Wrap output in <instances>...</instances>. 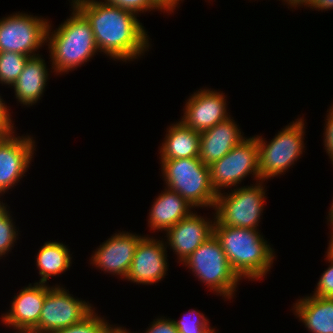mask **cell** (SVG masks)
<instances>
[{
	"mask_svg": "<svg viewBox=\"0 0 333 333\" xmlns=\"http://www.w3.org/2000/svg\"><path fill=\"white\" fill-rule=\"evenodd\" d=\"M74 6L89 22L96 46L113 60L133 61L149 51V37L129 10L101 0H72Z\"/></svg>",
	"mask_w": 333,
	"mask_h": 333,
	"instance_id": "1",
	"label": "cell"
},
{
	"mask_svg": "<svg viewBox=\"0 0 333 333\" xmlns=\"http://www.w3.org/2000/svg\"><path fill=\"white\" fill-rule=\"evenodd\" d=\"M218 239L231 268L242 278L259 280L272 267L275 252L260 234L259 229L214 224Z\"/></svg>",
	"mask_w": 333,
	"mask_h": 333,
	"instance_id": "2",
	"label": "cell"
},
{
	"mask_svg": "<svg viewBox=\"0 0 333 333\" xmlns=\"http://www.w3.org/2000/svg\"><path fill=\"white\" fill-rule=\"evenodd\" d=\"M72 14L54 32L49 22L48 50L52 68L62 74L78 68L99 52L92 28L86 18L72 6Z\"/></svg>",
	"mask_w": 333,
	"mask_h": 333,
	"instance_id": "3",
	"label": "cell"
},
{
	"mask_svg": "<svg viewBox=\"0 0 333 333\" xmlns=\"http://www.w3.org/2000/svg\"><path fill=\"white\" fill-rule=\"evenodd\" d=\"M168 189L177 192L194 208H214L217 193L210 179L209 166L199 158L160 160Z\"/></svg>",
	"mask_w": 333,
	"mask_h": 333,
	"instance_id": "4",
	"label": "cell"
},
{
	"mask_svg": "<svg viewBox=\"0 0 333 333\" xmlns=\"http://www.w3.org/2000/svg\"><path fill=\"white\" fill-rule=\"evenodd\" d=\"M192 273L216 294L231 299L241 278L231 268L218 239L213 234L184 262Z\"/></svg>",
	"mask_w": 333,
	"mask_h": 333,
	"instance_id": "5",
	"label": "cell"
},
{
	"mask_svg": "<svg viewBox=\"0 0 333 333\" xmlns=\"http://www.w3.org/2000/svg\"><path fill=\"white\" fill-rule=\"evenodd\" d=\"M290 124V125H289ZM268 143L256 135L261 180L286 172L303 154L305 124L303 118L289 123Z\"/></svg>",
	"mask_w": 333,
	"mask_h": 333,
	"instance_id": "6",
	"label": "cell"
},
{
	"mask_svg": "<svg viewBox=\"0 0 333 333\" xmlns=\"http://www.w3.org/2000/svg\"><path fill=\"white\" fill-rule=\"evenodd\" d=\"M256 185L241 186L227 193H218L214 208V224L257 229L263 213L266 194L263 180Z\"/></svg>",
	"mask_w": 333,
	"mask_h": 333,
	"instance_id": "7",
	"label": "cell"
},
{
	"mask_svg": "<svg viewBox=\"0 0 333 333\" xmlns=\"http://www.w3.org/2000/svg\"><path fill=\"white\" fill-rule=\"evenodd\" d=\"M209 170L211 184L217 194L220 189L237 187L249 174L261 181L256 137H246L223 158L211 164Z\"/></svg>",
	"mask_w": 333,
	"mask_h": 333,
	"instance_id": "8",
	"label": "cell"
},
{
	"mask_svg": "<svg viewBox=\"0 0 333 333\" xmlns=\"http://www.w3.org/2000/svg\"><path fill=\"white\" fill-rule=\"evenodd\" d=\"M48 25V19L22 12L2 17L0 19V52L37 56V50L45 43L47 44Z\"/></svg>",
	"mask_w": 333,
	"mask_h": 333,
	"instance_id": "9",
	"label": "cell"
},
{
	"mask_svg": "<svg viewBox=\"0 0 333 333\" xmlns=\"http://www.w3.org/2000/svg\"><path fill=\"white\" fill-rule=\"evenodd\" d=\"M45 283V300L39 316L37 331L51 333L83 321L95 308L85 300L76 299L69 291Z\"/></svg>",
	"mask_w": 333,
	"mask_h": 333,
	"instance_id": "10",
	"label": "cell"
},
{
	"mask_svg": "<svg viewBox=\"0 0 333 333\" xmlns=\"http://www.w3.org/2000/svg\"><path fill=\"white\" fill-rule=\"evenodd\" d=\"M0 135V195L14 187L27 172L35 141L31 136ZM23 175V176H22Z\"/></svg>",
	"mask_w": 333,
	"mask_h": 333,
	"instance_id": "11",
	"label": "cell"
},
{
	"mask_svg": "<svg viewBox=\"0 0 333 333\" xmlns=\"http://www.w3.org/2000/svg\"><path fill=\"white\" fill-rule=\"evenodd\" d=\"M166 248L163 240L143 236L136 246L125 280L143 285L162 281L169 267Z\"/></svg>",
	"mask_w": 333,
	"mask_h": 333,
	"instance_id": "12",
	"label": "cell"
},
{
	"mask_svg": "<svg viewBox=\"0 0 333 333\" xmlns=\"http://www.w3.org/2000/svg\"><path fill=\"white\" fill-rule=\"evenodd\" d=\"M200 90V91H199ZM186 101L181 122L199 133L229 118L224 94L210 89H199Z\"/></svg>",
	"mask_w": 333,
	"mask_h": 333,
	"instance_id": "13",
	"label": "cell"
},
{
	"mask_svg": "<svg viewBox=\"0 0 333 333\" xmlns=\"http://www.w3.org/2000/svg\"><path fill=\"white\" fill-rule=\"evenodd\" d=\"M143 236L129 232L115 233L92 254L91 263L101 271L126 278L136 246Z\"/></svg>",
	"mask_w": 333,
	"mask_h": 333,
	"instance_id": "14",
	"label": "cell"
},
{
	"mask_svg": "<svg viewBox=\"0 0 333 333\" xmlns=\"http://www.w3.org/2000/svg\"><path fill=\"white\" fill-rule=\"evenodd\" d=\"M215 220L203 218L195 212L181 219L166 231L165 243L183 263L203 242L213 235ZM179 257V258H178Z\"/></svg>",
	"mask_w": 333,
	"mask_h": 333,
	"instance_id": "15",
	"label": "cell"
},
{
	"mask_svg": "<svg viewBox=\"0 0 333 333\" xmlns=\"http://www.w3.org/2000/svg\"><path fill=\"white\" fill-rule=\"evenodd\" d=\"M13 299L11 309L1 316L3 324L15 330L34 329L45 300V283L29 284Z\"/></svg>",
	"mask_w": 333,
	"mask_h": 333,
	"instance_id": "16",
	"label": "cell"
},
{
	"mask_svg": "<svg viewBox=\"0 0 333 333\" xmlns=\"http://www.w3.org/2000/svg\"><path fill=\"white\" fill-rule=\"evenodd\" d=\"M240 127L231 118L219 122L214 127L200 133L199 159L207 166L223 158L245 137Z\"/></svg>",
	"mask_w": 333,
	"mask_h": 333,
	"instance_id": "17",
	"label": "cell"
},
{
	"mask_svg": "<svg viewBox=\"0 0 333 333\" xmlns=\"http://www.w3.org/2000/svg\"><path fill=\"white\" fill-rule=\"evenodd\" d=\"M193 206L177 192L165 187V190L154 200L149 210L148 226L154 230L165 232L189 216Z\"/></svg>",
	"mask_w": 333,
	"mask_h": 333,
	"instance_id": "18",
	"label": "cell"
},
{
	"mask_svg": "<svg viewBox=\"0 0 333 333\" xmlns=\"http://www.w3.org/2000/svg\"><path fill=\"white\" fill-rule=\"evenodd\" d=\"M41 56L38 53L37 56L30 57L18 79L12 85L17 101L27 107L41 99L45 86H47L49 71Z\"/></svg>",
	"mask_w": 333,
	"mask_h": 333,
	"instance_id": "19",
	"label": "cell"
},
{
	"mask_svg": "<svg viewBox=\"0 0 333 333\" xmlns=\"http://www.w3.org/2000/svg\"><path fill=\"white\" fill-rule=\"evenodd\" d=\"M293 309L311 333H333V298L305 296L297 300Z\"/></svg>",
	"mask_w": 333,
	"mask_h": 333,
	"instance_id": "20",
	"label": "cell"
},
{
	"mask_svg": "<svg viewBox=\"0 0 333 333\" xmlns=\"http://www.w3.org/2000/svg\"><path fill=\"white\" fill-rule=\"evenodd\" d=\"M160 148L161 160L199 158L200 133L178 121L167 129Z\"/></svg>",
	"mask_w": 333,
	"mask_h": 333,
	"instance_id": "21",
	"label": "cell"
},
{
	"mask_svg": "<svg viewBox=\"0 0 333 333\" xmlns=\"http://www.w3.org/2000/svg\"><path fill=\"white\" fill-rule=\"evenodd\" d=\"M70 249L62 242L47 241L37 254L36 266L41 279L39 283H46L52 276L66 272L71 267Z\"/></svg>",
	"mask_w": 333,
	"mask_h": 333,
	"instance_id": "22",
	"label": "cell"
},
{
	"mask_svg": "<svg viewBox=\"0 0 333 333\" xmlns=\"http://www.w3.org/2000/svg\"><path fill=\"white\" fill-rule=\"evenodd\" d=\"M29 58L17 52H0V83L12 86Z\"/></svg>",
	"mask_w": 333,
	"mask_h": 333,
	"instance_id": "23",
	"label": "cell"
},
{
	"mask_svg": "<svg viewBox=\"0 0 333 333\" xmlns=\"http://www.w3.org/2000/svg\"><path fill=\"white\" fill-rule=\"evenodd\" d=\"M97 315L94 310L83 321L51 333H110L114 328L113 324Z\"/></svg>",
	"mask_w": 333,
	"mask_h": 333,
	"instance_id": "24",
	"label": "cell"
},
{
	"mask_svg": "<svg viewBox=\"0 0 333 333\" xmlns=\"http://www.w3.org/2000/svg\"><path fill=\"white\" fill-rule=\"evenodd\" d=\"M208 320L203 313L196 310H188L179 321L173 319L178 333H211L214 328L210 327Z\"/></svg>",
	"mask_w": 333,
	"mask_h": 333,
	"instance_id": "25",
	"label": "cell"
},
{
	"mask_svg": "<svg viewBox=\"0 0 333 333\" xmlns=\"http://www.w3.org/2000/svg\"><path fill=\"white\" fill-rule=\"evenodd\" d=\"M14 224L10 211L0 220V257L5 256L18 239V231Z\"/></svg>",
	"mask_w": 333,
	"mask_h": 333,
	"instance_id": "26",
	"label": "cell"
},
{
	"mask_svg": "<svg viewBox=\"0 0 333 333\" xmlns=\"http://www.w3.org/2000/svg\"><path fill=\"white\" fill-rule=\"evenodd\" d=\"M326 259L330 265L321 274L312 296L333 298V253L327 249Z\"/></svg>",
	"mask_w": 333,
	"mask_h": 333,
	"instance_id": "27",
	"label": "cell"
},
{
	"mask_svg": "<svg viewBox=\"0 0 333 333\" xmlns=\"http://www.w3.org/2000/svg\"><path fill=\"white\" fill-rule=\"evenodd\" d=\"M107 4L118 6L121 9L129 10L136 15L146 11L160 10L151 0H102ZM142 11V12H141Z\"/></svg>",
	"mask_w": 333,
	"mask_h": 333,
	"instance_id": "28",
	"label": "cell"
},
{
	"mask_svg": "<svg viewBox=\"0 0 333 333\" xmlns=\"http://www.w3.org/2000/svg\"><path fill=\"white\" fill-rule=\"evenodd\" d=\"M144 333H178V330L172 319L158 317Z\"/></svg>",
	"mask_w": 333,
	"mask_h": 333,
	"instance_id": "29",
	"label": "cell"
},
{
	"mask_svg": "<svg viewBox=\"0 0 333 333\" xmlns=\"http://www.w3.org/2000/svg\"><path fill=\"white\" fill-rule=\"evenodd\" d=\"M326 125L324 126V146L326 153L331 159L333 164V106L329 109V114L326 117Z\"/></svg>",
	"mask_w": 333,
	"mask_h": 333,
	"instance_id": "30",
	"label": "cell"
},
{
	"mask_svg": "<svg viewBox=\"0 0 333 333\" xmlns=\"http://www.w3.org/2000/svg\"><path fill=\"white\" fill-rule=\"evenodd\" d=\"M2 96H0V135L11 134L15 132L14 124L11 120V113H9L8 107L5 104V101Z\"/></svg>",
	"mask_w": 333,
	"mask_h": 333,
	"instance_id": "31",
	"label": "cell"
},
{
	"mask_svg": "<svg viewBox=\"0 0 333 333\" xmlns=\"http://www.w3.org/2000/svg\"><path fill=\"white\" fill-rule=\"evenodd\" d=\"M161 12L173 13V10L176 9V6L179 4V1L183 0H151Z\"/></svg>",
	"mask_w": 333,
	"mask_h": 333,
	"instance_id": "32",
	"label": "cell"
},
{
	"mask_svg": "<svg viewBox=\"0 0 333 333\" xmlns=\"http://www.w3.org/2000/svg\"><path fill=\"white\" fill-rule=\"evenodd\" d=\"M309 7L318 11L330 10L333 9V0H315Z\"/></svg>",
	"mask_w": 333,
	"mask_h": 333,
	"instance_id": "33",
	"label": "cell"
},
{
	"mask_svg": "<svg viewBox=\"0 0 333 333\" xmlns=\"http://www.w3.org/2000/svg\"><path fill=\"white\" fill-rule=\"evenodd\" d=\"M282 1H284V2H287L286 4H288L290 7H294V8H296V6L297 7H303V5H304V7L306 6H310L315 0H282Z\"/></svg>",
	"mask_w": 333,
	"mask_h": 333,
	"instance_id": "34",
	"label": "cell"
},
{
	"mask_svg": "<svg viewBox=\"0 0 333 333\" xmlns=\"http://www.w3.org/2000/svg\"><path fill=\"white\" fill-rule=\"evenodd\" d=\"M8 211L9 210L7 209V205L5 206V204L0 201V220Z\"/></svg>",
	"mask_w": 333,
	"mask_h": 333,
	"instance_id": "35",
	"label": "cell"
},
{
	"mask_svg": "<svg viewBox=\"0 0 333 333\" xmlns=\"http://www.w3.org/2000/svg\"><path fill=\"white\" fill-rule=\"evenodd\" d=\"M110 333H131V332H128L126 330V328L124 329L122 326L115 327V325H114V328L112 329V331Z\"/></svg>",
	"mask_w": 333,
	"mask_h": 333,
	"instance_id": "36",
	"label": "cell"
},
{
	"mask_svg": "<svg viewBox=\"0 0 333 333\" xmlns=\"http://www.w3.org/2000/svg\"><path fill=\"white\" fill-rule=\"evenodd\" d=\"M329 226L331 227L332 226V231H331V237H330V241H329V245H328V250L330 251V252H332L333 253V224H329Z\"/></svg>",
	"mask_w": 333,
	"mask_h": 333,
	"instance_id": "37",
	"label": "cell"
},
{
	"mask_svg": "<svg viewBox=\"0 0 333 333\" xmlns=\"http://www.w3.org/2000/svg\"><path fill=\"white\" fill-rule=\"evenodd\" d=\"M18 333H47L42 331H37L35 329H25V330H16ZM15 332V333H17Z\"/></svg>",
	"mask_w": 333,
	"mask_h": 333,
	"instance_id": "38",
	"label": "cell"
},
{
	"mask_svg": "<svg viewBox=\"0 0 333 333\" xmlns=\"http://www.w3.org/2000/svg\"><path fill=\"white\" fill-rule=\"evenodd\" d=\"M327 217H328L327 221H329L330 224H333V200H332L331 208L329 211V215Z\"/></svg>",
	"mask_w": 333,
	"mask_h": 333,
	"instance_id": "39",
	"label": "cell"
}]
</instances>
